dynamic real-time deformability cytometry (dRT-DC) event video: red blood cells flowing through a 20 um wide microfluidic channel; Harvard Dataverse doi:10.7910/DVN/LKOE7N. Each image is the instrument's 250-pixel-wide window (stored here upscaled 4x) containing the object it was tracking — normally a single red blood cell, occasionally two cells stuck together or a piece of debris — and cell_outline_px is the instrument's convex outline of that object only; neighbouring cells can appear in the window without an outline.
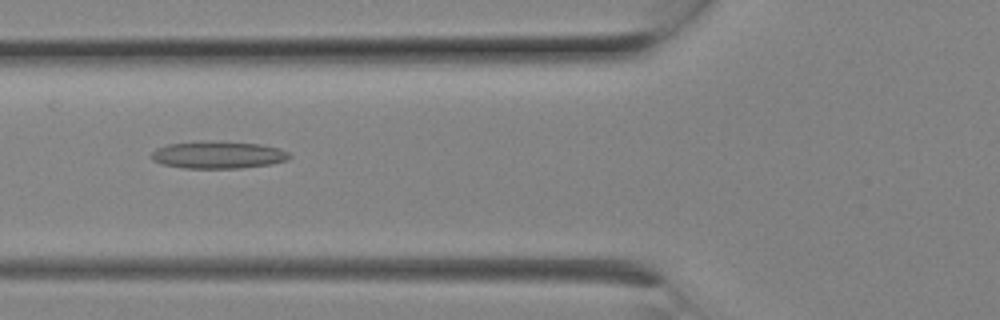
{"species": "Egyptian fruit bat (a non-hibernating species)", "species_latin": "Rousettus aegyptiacus", "temperature_condition": "room temperature", "stored_images_in_passage": 9, "camera_frame_rate_fps": 3000, "um_per_image_px": 0.085, "animal": {"sex": "female"}, "frame": {"image": 1, "passage_image": 8, "time_ms": 2.333, "image_size_px": [1000, 320], "cell_outline_px": [[292, 156], [288, 160], [272, 164], [240, 168], [184, 168], [160, 164], [152, 160], [152, 152], [156, 148], [168, 144], [208, 140], [260, 144], [280, 148], [288, 152]], "centroid_in_image_um": [18.55, 13.16], "position_along_channel_um": 107.3, "area_um2": 22.2}}
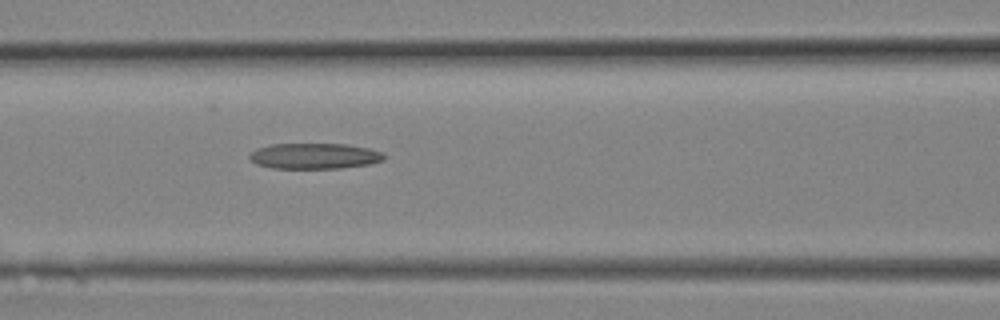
{"frame": {"image": 2, "passage_image": 9, "time_ms": 2.667, "image_size_px": [1000, 320], "cell_outline_px": [[384, 160], [368, 164], [340, 168], [272, 168], [256, 164], [248, 156], [256, 148], [272, 144], [348, 144], [368, 148], [384, 152]], "centroid_in_image_um": [26.73, 13.25], "position_along_channel_um": 139.9, "area_um2": 20.11}}